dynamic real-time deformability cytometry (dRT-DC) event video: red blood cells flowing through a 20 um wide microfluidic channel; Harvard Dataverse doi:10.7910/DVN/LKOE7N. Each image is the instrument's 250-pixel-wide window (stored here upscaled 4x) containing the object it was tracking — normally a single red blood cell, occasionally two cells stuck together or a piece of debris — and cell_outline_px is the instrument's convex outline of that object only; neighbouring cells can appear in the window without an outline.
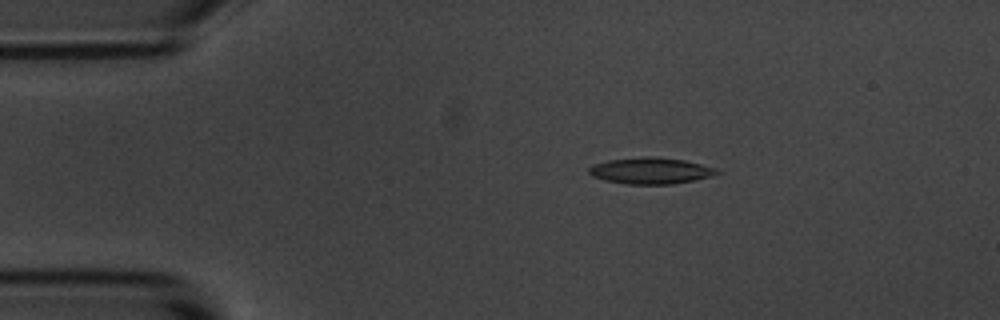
{"species": "common noctule bat (a hibernating species)", "species_latin": "Nyctalus noctula", "temperature_condition": "room temperature", "stored_images_in_passage": 5, "camera_frame_rate_fps": 3000, "um_per_image_px": 0.085, "animal": {"sex": "male", "body_mass_g": 20.1, "forearm_length_mm": 53.5}, "frame": {"image": 1, "passage_image": 2, "time_ms": 1.333, "image_size_px": [1000, 320], "cell_outline_px": [[724, 172], [712, 176], [696, 180], [672, 184], [628, 184], [604, 180], [592, 176], [588, 172], [588, 168], [592, 164], [608, 160], [648, 156], [652, 156], [684, 160], [716, 168]], "centroid_in_image_um": [55.32, 14.51], "position_along_channel_um": 29.7, "area_um2": 19.77}}
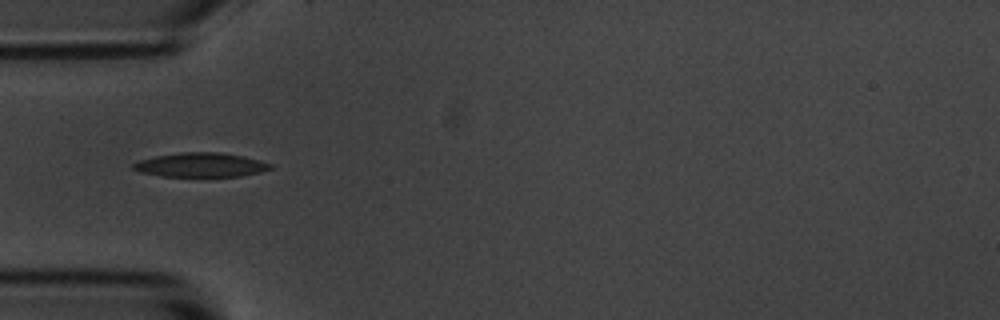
{"frame": {"image": 2, "passage_image": 4, "time_ms": 3.667, "image_size_px": [1000, 320], "cell_outline_px": [[272, 168], [260, 172], [240, 176], [160, 176], [140, 172], [132, 168], [132, 164], [140, 160], [156, 156], [180, 152], [220, 152], [244, 156], [272, 164]], "centroid_in_image_um": [17.05, 14.01], "position_along_channel_um": 67.9, "area_um2": 19.25}}